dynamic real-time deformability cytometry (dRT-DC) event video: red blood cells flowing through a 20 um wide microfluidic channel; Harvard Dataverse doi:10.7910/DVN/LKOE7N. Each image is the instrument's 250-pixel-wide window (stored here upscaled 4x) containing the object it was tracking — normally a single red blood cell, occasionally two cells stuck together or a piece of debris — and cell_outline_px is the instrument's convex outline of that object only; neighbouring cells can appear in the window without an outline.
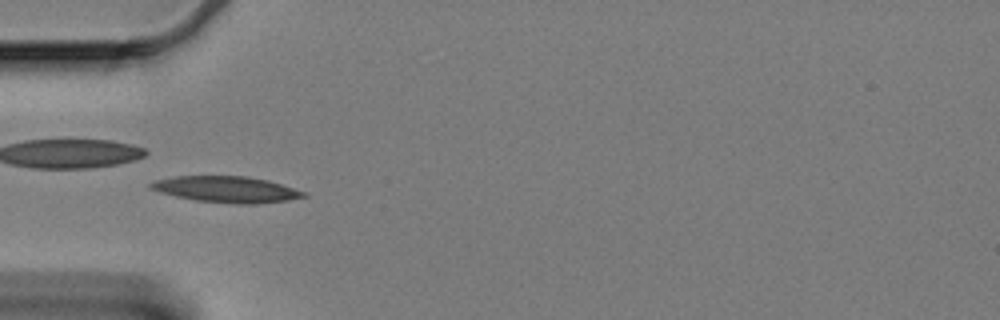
{"species": "Egyptian fruit bat (a non-hibernating species)", "species_latin": "Rousettus aegyptiacus", "temperature_condition": "cold", "stored_images_in_passage": 59, "camera_frame_rate_fps": 3000, "um_per_image_px": 0.085, "animal": {"sex": "female"}, "frame": {"image": 1, "passage_image": 18, "time_ms": 5.667, "image_size_px": [1000, 320], "cell_outline_px": [[308, 196], [288, 200], [256, 204], [236, 204], [196, 200], [176, 196], [160, 192], [148, 188], [148, 184], [156, 180], [176, 176], [244, 176], [268, 180], [308, 192]], "centroid_in_image_um": [19.28, 16.1], "position_along_channel_um": 65.7, "area_um2": 23.35}}
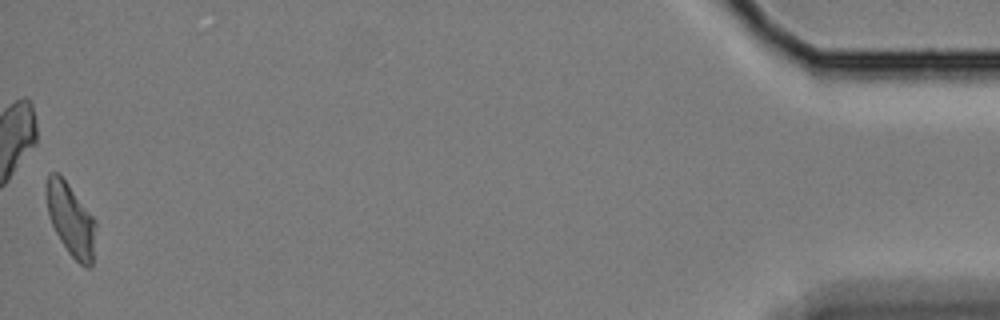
{"frame": {"image": 2, "passage_image": 59, "time_ms": 19.333, "image_size_px": [1000, 320], "cell_outline_px": [[96, 224], [92, 268], [84, 268], [68, 252], [60, 240], [52, 224], [48, 212], [44, 192], [44, 188], [48, 176], [52, 172], [56, 172], [68, 184], [96, 220]], "centroid_in_image_um": [6.01, 18.69], "position_along_channel_um": 429.2, "area_um2": 20.87}, "authors_computed_cell_mechanics": {"area_um2": 21.2126, "velocity_mm_per_s": 3.3127, "shape_relaxation_time_tau1_ms": 6.0351, "shape_relaxation_time_tau2_ms": 2.8779, "deformation_change_tau1": 0.1692, "deformation_change_tau2": 0.1058}}